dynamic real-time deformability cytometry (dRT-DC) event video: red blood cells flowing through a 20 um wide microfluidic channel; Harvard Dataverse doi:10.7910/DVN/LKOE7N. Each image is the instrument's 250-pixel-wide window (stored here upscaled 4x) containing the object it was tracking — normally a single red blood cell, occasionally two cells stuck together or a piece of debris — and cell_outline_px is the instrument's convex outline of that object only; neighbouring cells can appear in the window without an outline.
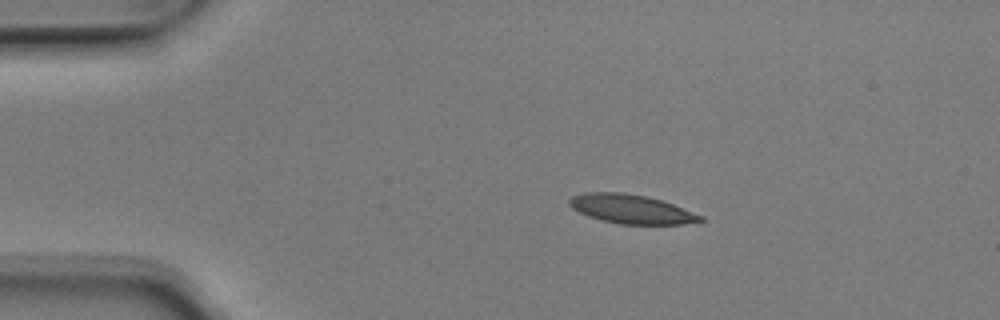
{"species": "Egyptian fruit bat (a non-hibernating species)", "species_latin": "Rousettus aegyptiacus", "temperature_condition": "room temperature", "stored_images_in_passage": 3, "camera_frame_rate_fps": 3000, "um_per_image_px": 0.085, "animal": {"sex": "male"}, "frame": {"image": 1, "passage_image": 1, "time_ms": 0.0, "image_size_px": [1000, 320], "cell_outline_px": [[708, 220], [684, 224], [620, 224], [600, 220], [588, 216], [572, 208], [568, 204], [568, 200], [572, 196], [584, 192], [624, 192], [644, 196], [660, 200], [672, 204], [704, 216]], "centroid_in_image_um": [53.65, 17.77], "position_along_channel_um": 31.3, "area_um2": 22.2}}
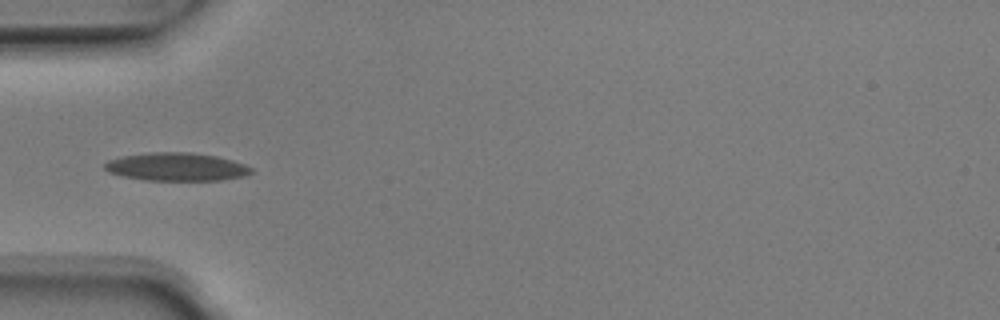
{"frame": {"image": 2, "passage_image": 3, "time_ms": 0.667, "image_size_px": [1000, 320], "cell_outline_px": [[252, 172], [244, 176], [220, 180], [144, 180], [120, 176], [108, 172], [104, 168], [104, 164], [108, 160], [120, 156], [148, 152], [192, 152], [216, 156], [232, 160], [244, 164], [252, 168]], "centroid_in_image_um": [14.95, 14.17], "position_along_channel_um": 70.0, "area_um2": 24.16}}